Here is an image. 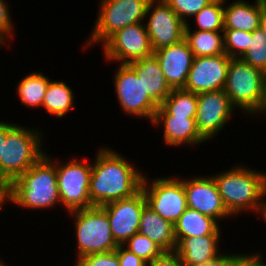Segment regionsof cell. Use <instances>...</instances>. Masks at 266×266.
<instances>
[{"label":"cell","mask_w":266,"mask_h":266,"mask_svg":"<svg viewBox=\"0 0 266 266\" xmlns=\"http://www.w3.org/2000/svg\"><path fill=\"white\" fill-rule=\"evenodd\" d=\"M243 252L237 253L234 252H228L225 251L219 256L197 266H233L236 262L237 258L242 254Z\"/></svg>","instance_id":"38"},{"label":"cell","mask_w":266,"mask_h":266,"mask_svg":"<svg viewBox=\"0 0 266 266\" xmlns=\"http://www.w3.org/2000/svg\"><path fill=\"white\" fill-rule=\"evenodd\" d=\"M197 94L180 89H172L169 96L159 105L155 116H181L195 118Z\"/></svg>","instance_id":"27"},{"label":"cell","mask_w":266,"mask_h":266,"mask_svg":"<svg viewBox=\"0 0 266 266\" xmlns=\"http://www.w3.org/2000/svg\"><path fill=\"white\" fill-rule=\"evenodd\" d=\"M221 230V223L217 220L190 208L174 224L175 238L221 235L224 233Z\"/></svg>","instance_id":"23"},{"label":"cell","mask_w":266,"mask_h":266,"mask_svg":"<svg viewBox=\"0 0 266 266\" xmlns=\"http://www.w3.org/2000/svg\"><path fill=\"white\" fill-rule=\"evenodd\" d=\"M100 48L108 64H129L153 55L144 22L131 24L117 31Z\"/></svg>","instance_id":"11"},{"label":"cell","mask_w":266,"mask_h":266,"mask_svg":"<svg viewBox=\"0 0 266 266\" xmlns=\"http://www.w3.org/2000/svg\"><path fill=\"white\" fill-rule=\"evenodd\" d=\"M75 97L73 88L66 81L51 79L42 102V107L49 116H56V119L60 118L59 120H61L75 108Z\"/></svg>","instance_id":"24"},{"label":"cell","mask_w":266,"mask_h":266,"mask_svg":"<svg viewBox=\"0 0 266 266\" xmlns=\"http://www.w3.org/2000/svg\"><path fill=\"white\" fill-rule=\"evenodd\" d=\"M240 59L263 73L266 72V35L260 28L252 32L249 49Z\"/></svg>","instance_id":"29"},{"label":"cell","mask_w":266,"mask_h":266,"mask_svg":"<svg viewBox=\"0 0 266 266\" xmlns=\"http://www.w3.org/2000/svg\"><path fill=\"white\" fill-rule=\"evenodd\" d=\"M11 8L7 3V0H0V47L5 48L4 46L10 48L11 44L9 42L15 39V28L13 23V17L10 11Z\"/></svg>","instance_id":"33"},{"label":"cell","mask_w":266,"mask_h":266,"mask_svg":"<svg viewBox=\"0 0 266 266\" xmlns=\"http://www.w3.org/2000/svg\"><path fill=\"white\" fill-rule=\"evenodd\" d=\"M123 246L147 263L164 252L155 242L140 233L130 237Z\"/></svg>","instance_id":"31"},{"label":"cell","mask_w":266,"mask_h":266,"mask_svg":"<svg viewBox=\"0 0 266 266\" xmlns=\"http://www.w3.org/2000/svg\"><path fill=\"white\" fill-rule=\"evenodd\" d=\"M7 136V121L0 119V160L3 157V145Z\"/></svg>","instance_id":"39"},{"label":"cell","mask_w":266,"mask_h":266,"mask_svg":"<svg viewBox=\"0 0 266 266\" xmlns=\"http://www.w3.org/2000/svg\"><path fill=\"white\" fill-rule=\"evenodd\" d=\"M164 1L186 24L190 23V19L199 11H201L204 7L210 4L213 0H164Z\"/></svg>","instance_id":"32"},{"label":"cell","mask_w":266,"mask_h":266,"mask_svg":"<svg viewBox=\"0 0 266 266\" xmlns=\"http://www.w3.org/2000/svg\"><path fill=\"white\" fill-rule=\"evenodd\" d=\"M223 235L176 238L175 252L184 266L201 265L222 254ZM221 251V252H220Z\"/></svg>","instance_id":"19"},{"label":"cell","mask_w":266,"mask_h":266,"mask_svg":"<svg viewBox=\"0 0 266 266\" xmlns=\"http://www.w3.org/2000/svg\"><path fill=\"white\" fill-rule=\"evenodd\" d=\"M73 266H120L115 251L90 254L74 261Z\"/></svg>","instance_id":"34"},{"label":"cell","mask_w":266,"mask_h":266,"mask_svg":"<svg viewBox=\"0 0 266 266\" xmlns=\"http://www.w3.org/2000/svg\"><path fill=\"white\" fill-rule=\"evenodd\" d=\"M148 176L144 174L141 186L147 206L174 225L188 208L183 178L175 174Z\"/></svg>","instance_id":"9"},{"label":"cell","mask_w":266,"mask_h":266,"mask_svg":"<svg viewBox=\"0 0 266 266\" xmlns=\"http://www.w3.org/2000/svg\"><path fill=\"white\" fill-rule=\"evenodd\" d=\"M150 0H99L97 17L84 50L102 46L113 34L128 25L144 22ZM100 43V45H99Z\"/></svg>","instance_id":"5"},{"label":"cell","mask_w":266,"mask_h":266,"mask_svg":"<svg viewBox=\"0 0 266 266\" xmlns=\"http://www.w3.org/2000/svg\"><path fill=\"white\" fill-rule=\"evenodd\" d=\"M154 128L163 130V143L167 147L201 146L207 141L200 135L195 118L181 116H155L151 124Z\"/></svg>","instance_id":"18"},{"label":"cell","mask_w":266,"mask_h":266,"mask_svg":"<svg viewBox=\"0 0 266 266\" xmlns=\"http://www.w3.org/2000/svg\"><path fill=\"white\" fill-rule=\"evenodd\" d=\"M78 157L66 162L56 158L57 186L66 213L93 206L89 196L92 161Z\"/></svg>","instance_id":"8"},{"label":"cell","mask_w":266,"mask_h":266,"mask_svg":"<svg viewBox=\"0 0 266 266\" xmlns=\"http://www.w3.org/2000/svg\"><path fill=\"white\" fill-rule=\"evenodd\" d=\"M68 215L74 220V244L77 246L75 260L118 248L119 244L111 233L107 213L101 206L71 211Z\"/></svg>","instance_id":"7"},{"label":"cell","mask_w":266,"mask_h":266,"mask_svg":"<svg viewBox=\"0 0 266 266\" xmlns=\"http://www.w3.org/2000/svg\"><path fill=\"white\" fill-rule=\"evenodd\" d=\"M57 185L56 159L46 153L7 186V202L23 210L56 209L61 206Z\"/></svg>","instance_id":"3"},{"label":"cell","mask_w":266,"mask_h":266,"mask_svg":"<svg viewBox=\"0 0 266 266\" xmlns=\"http://www.w3.org/2000/svg\"><path fill=\"white\" fill-rule=\"evenodd\" d=\"M147 205L142 189L134 196L101 206L107 213L111 233L119 245L138 233L142 211Z\"/></svg>","instance_id":"16"},{"label":"cell","mask_w":266,"mask_h":266,"mask_svg":"<svg viewBox=\"0 0 266 266\" xmlns=\"http://www.w3.org/2000/svg\"><path fill=\"white\" fill-rule=\"evenodd\" d=\"M263 78L264 73L259 69L240 58H231L224 91L232 106L240 110L239 114L243 113L241 117L245 114L250 120L258 118L263 100Z\"/></svg>","instance_id":"6"},{"label":"cell","mask_w":266,"mask_h":266,"mask_svg":"<svg viewBox=\"0 0 266 266\" xmlns=\"http://www.w3.org/2000/svg\"><path fill=\"white\" fill-rule=\"evenodd\" d=\"M3 259H5V258L1 259V257H0V266H10V265H8L9 263H6V261H4Z\"/></svg>","instance_id":"44"},{"label":"cell","mask_w":266,"mask_h":266,"mask_svg":"<svg viewBox=\"0 0 266 266\" xmlns=\"http://www.w3.org/2000/svg\"><path fill=\"white\" fill-rule=\"evenodd\" d=\"M144 22L153 52L184 39L186 24L164 0H150Z\"/></svg>","instance_id":"12"},{"label":"cell","mask_w":266,"mask_h":266,"mask_svg":"<svg viewBox=\"0 0 266 266\" xmlns=\"http://www.w3.org/2000/svg\"><path fill=\"white\" fill-rule=\"evenodd\" d=\"M172 89L184 88L192 66L193 53L185 39L153 52Z\"/></svg>","instance_id":"17"},{"label":"cell","mask_w":266,"mask_h":266,"mask_svg":"<svg viewBox=\"0 0 266 266\" xmlns=\"http://www.w3.org/2000/svg\"><path fill=\"white\" fill-rule=\"evenodd\" d=\"M262 115V116H261ZM266 117V72L264 73V78H263V100H262V107L261 110L259 111V117L257 120Z\"/></svg>","instance_id":"41"},{"label":"cell","mask_w":266,"mask_h":266,"mask_svg":"<svg viewBox=\"0 0 266 266\" xmlns=\"http://www.w3.org/2000/svg\"><path fill=\"white\" fill-rule=\"evenodd\" d=\"M265 254H263L256 250L254 253L253 251L242 253L236 260L233 266H263V259Z\"/></svg>","instance_id":"37"},{"label":"cell","mask_w":266,"mask_h":266,"mask_svg":"<svg viewBox=\"0 0 266 266\" xmlns=\"http://www.w3.org/2000/svg\"><path fill=\"white\" fill-rule=\"evenodd\" d=\"M259 217L266 224V195L263 201V206H262V210H261Z\"/></svg>","instance_id":"43"},{"label":"cell","mask_w":266,"mask_h":266,"mask_svg":"<svg viewBox=\"0 0 266 266\" xmlns=\"http://www.w3.org/2000/svg\"><path fill=\"white\" fill-rule=\"evenodd\" d=\"M237 163L230 169L211 174L223 204L236 220L243 212L259 216L266 195L265 171Z\"/></svg>","instance_id":"2"},{"label":"cell","mask_w":266,"mask_h":266,"mask_svg":"<svg viewBox=\"0 0 266 266\" xmlns=\"http://www.w3.org/2000/svg\"><path fill=\"white\" fill-rule=\"evenodd\" d=\"M190 20L194 22V30L223 32L224 0H213Z\"/></svg>","instance_id":"28"},{"label":"cell","mask_w":266,"mask_h":266,"mask_svg":"<svg viewBox=\"0 0 266 266\" xmlns=\"http://www.w3.org/2000/svg\"><path fill=\"white\" fill-rule=\"evenodd\" d=\"M138 233L155 242L163 251L175 250L174 225L147 205L142 211Z\"/></svg>","instance_id":"22"},{"label":"cell","mask_w":266,"mask_h":266,"mask_svg":"<svg viewBox=\"0 0 266 266\" xmlns=\"http://www.w3.org/2000/svg\"><path fill=\"white\" fill-rule=\"evenodd\" d=\"M183 177L187 207L212 217L218 222L231 219L233 216L227 211L219 194L218 187L212 175H196ZM224 219V220H223Z\"/></svg>","instance_id":"14"},{"label":"cell","mask_w":266,"mask_h":266,"mask_svg":"<svg viewBox=\"0 0 266 266\" xmlns=\"http://www.w3.org/2000/svg\"><path fill=\"white\" fill-rule=\"evenodd\" d=\"M259 28L266 35V4L262 7V12L260 15V25Z\"/></svg>","instance_id":"42"},{"label":"cell","mask_w":266,"mask_h":266,"mask_svg":"<svg viewBox=\"0 0 266 266\" xmlns=\"http://www.w3.org/2000/svg\"><path fill=\"white\" fill-rule=\"evenodd\" d=\"M231 58L227 54L194 57L184 90L200 94L224 90Z\"/></svg>","instance_id":"15"},{"label":"cell","mask_w":266,"mask_h":266,"mask_svg":"<svg viewBox=\"0 0 266 266\" xmlns=\"http://www.w3.org/2000/svg\"><path fill=\"white\" fill-rule=\"evenodd\" d=\"M196 127L208 142L220 135L237 110L232 106L224 90L197 94ZM235 111V113H234Z\"/></svg>","instance_id":"13"},{"label":"cell","mask_w":266,"mask_h":266,"mask_svg":"<svg viewBox=\"0 0 266 266\" xmlns=\"http://www.w3.org/2000/svg\"><path fill=\"white\" fill-rule=\"evenodd\" d=\"M109 147L102 145L92 160L89 196L93 206L126 199L141 190L145 172L123 153Z\"/></svg>","instance_id":"1"},{"label":"cell","mask_w":266,"mask_h":266,"mask_svg":"<svg viewBox=\"0 0 266 266\" xmlns=\"http://www.w3.org/2000/svg\"><path fill=\"white\" fill-rule=\"evenodd\" d=\"M228 1V0H227ZM224 0V29H235L253 32L259 28L262 7L265 0H254V4L248 0Z\"/></svg>","instance_id":"20"},{"label":"cell","mask_w":266,"mask_h":266,"mask_svg":"<svg viewBox=\"0 0 266 266\" xmlns=\"http://www.w3.org/2000/svg\"><path fill=\"white\" fill-rule=\"evenodd\" d=\"M191 23H186L184 39L194 57L216 56L224 54L223 32L193 30Z\"/></svg>","instance_id":"26"},{"label":"cell","mask_w":266,"mask_h":266,"mask_svg":"<svg viewBox=\"0 0 266 266\" xmlns=\"http://www.w3.org/2000/svg\"><path fill=\"white\" fill-rule=\"evenodd\" d=\"M252 33L235 29H224V50L230 58H241L249 49Z\"/></svg>","instance_id":"30"},{"label":"cell","mask_w":266,"mask_h":266,"mask_svg":"<svg viewBox=\"0 0 266 266\" xmlns=\"http://www.w3.org/2000/svg\"><path fill=\"white\" fill-rule=\"evenodd\" d=\"M142 80L144 90L159 105L169 96L172 88L167 83L155 55L132 61L128 64Z\"/></svg>","instance_id":"21"},{"label":"cell","mask_w":266,"mask_h":266,"mask_svg":"<svg viewBox=\"0 0 266 266\" xmlns=\"http://www.w3.org/2000/svg\"><path fill=\"white\" fill-rule=\"evenodd\" d=\"M120 266H147V262L136 256L133 252L126 249L123 245H119L116 249Z\"/></svg>","instance_id":"35"},{"label":"cell","mask_w":266,"mask_h":266,"mask_svg":"<svg viewBox=\"0 0 266 266\" xmlns=\"http://www.w3.org/2000/svg\"><path fill=\"white\" fill-rule=\"evenodd\" d=\"M263 266H266V260L265 261L263 260Z\"/></svg>","instance_id":"45"},{"label":"cell","mask_w":266,"mask_h":266,"mask_svg":"<svg viewBox=\"0 0 266 266\" xmlns=\"http://www.w3.org/2000/svg\"><path fill=\"white\" fill-rule=\"evenodd\" d=\"M7 205V186L0 182V214L5 211L4 205Z\"/></svg>","instance_id":"40"},{"label":"cell","mask_w":266,"mask_h":266,"mask_svg":"<svg viewBox=\"0 0 266 266\" xmlns=\"http://www.w3.org/2000/svg\"><path fill=\"white\" fill-rule=\"evenodd\" d=\"M41 130L7 120V136L0 160V182L8 186L46 154L45 135Z\"/></svg>","instance_id":"4"},{"label":"cell","mask_w":266,"mask_h":266,"mask_svg":"<svg viewBox=\"0 0 266 266\" xmlns=\"http://www.w3.org/2000/svg\"><path fill=\"white\" fill-rule=\"evenodd\" d=\"M114 91L121 111L128 117L152 124L159 104L144 90L142 80L128 64H119L113 73Z\"/></svg>","instance_id":"10"},{"label":"cell","mask_w":266,"mask_h":266,"mask_svg":"<svg viewBox=\"0 0 266 266\" xmlns=\"http://www.w3.org/2000/svg\"><path fill=\"white\" fill-rule=\"evenodd\" d=\"M147 266H184L179 255L175 251H164L155 257Z\"/></svg>","instance_id":"36"},{"label":"cell","mask_w":266,"mask_h":266,"mask_svg":"<svg viewBox=\"0 0 266 266\" xmlns=\"http://www.w3.org/2000/svg\"><path fill=\"white\" fill-rule=\"evenodd\" d=\"M50 78L42 71H32L17 81L15 91L20 104L28 109H41Z\"/></svg>","instance_id":"25"}]
</instances>
